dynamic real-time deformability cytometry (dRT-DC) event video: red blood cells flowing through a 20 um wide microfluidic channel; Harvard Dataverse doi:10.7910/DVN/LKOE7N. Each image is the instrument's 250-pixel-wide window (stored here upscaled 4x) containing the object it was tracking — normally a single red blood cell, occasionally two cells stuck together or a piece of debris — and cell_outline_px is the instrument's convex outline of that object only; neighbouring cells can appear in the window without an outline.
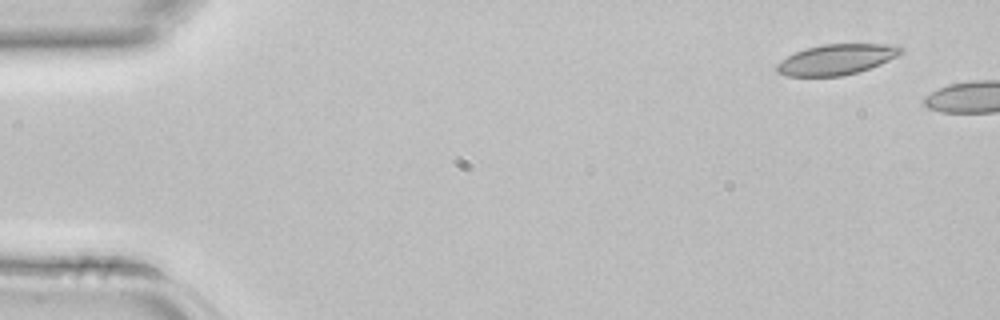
{"species": "common noctule bat (a hibernating species)", "species_latin": "Nyctalus noctula", "temperature_condition": "room temperature", "stored_images_in_passage": 2, "camera_frame_rate_fps": 3000, "um_per_image_px": 0.085, "animal": {"sex": "female", "body_mass_g": 22.7, "forearm_length_mm": 54.2}, "frame": {"image": 1, "passage_image": 1, "time_ms": 0.0, "image_size_px": [1000, 320], "cell_outline_px": [[904, 52], [880, 64], [856, 72], [840, 76], [788, 76], [776, 72], [776, 64], [780, 60], [804, 48], [820, 44], [900, 44], [904, 48]], "centroid_in_image_um": [71.1, 5.03], "position_along_channel_um": 13.9, "area_um2": 22.14}}